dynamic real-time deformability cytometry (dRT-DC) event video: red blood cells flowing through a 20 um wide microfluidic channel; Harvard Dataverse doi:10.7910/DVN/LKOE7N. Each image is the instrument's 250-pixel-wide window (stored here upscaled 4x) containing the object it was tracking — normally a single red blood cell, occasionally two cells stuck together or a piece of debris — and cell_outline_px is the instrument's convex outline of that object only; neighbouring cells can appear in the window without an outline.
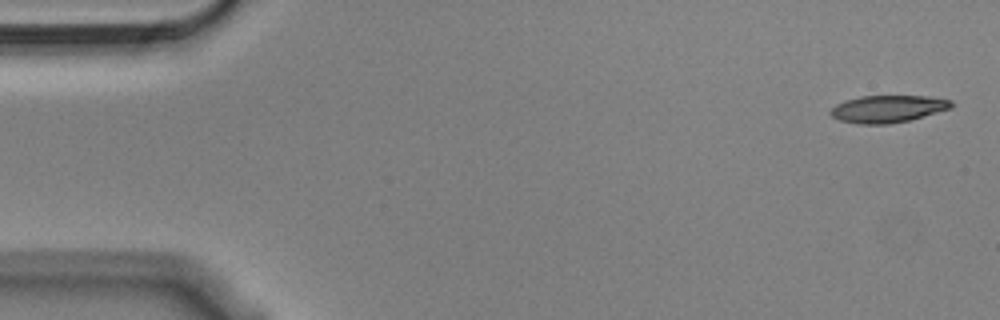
{"species": "Egyptian fruit bat (a non-hibernating species)", "species_latin": "Rousettus aegyptiacus", "temperature_condition": "cold", "stored_images_in_passage": 54, "camera_frame_rate_fps": 3000, "um_per_image_px": 0.085, "animal": {"sex": "male"}, "frame": {"image": 1, "passage_image": 1, "time_ms": 0.0, "image_size_px": [1000, 320], "cell_outline_px": [[956, 104], [952, 108], [908, 120], [888, 124], [860, 124], [840, 120], [832, 116], [828, 112], [836, 104], [860, 96], [928, 96], [952, 100]], "centroid_in_image_um": [75.5, 9.25], "position_along_channel_um": 9.5, "area_um2": 19.07}}
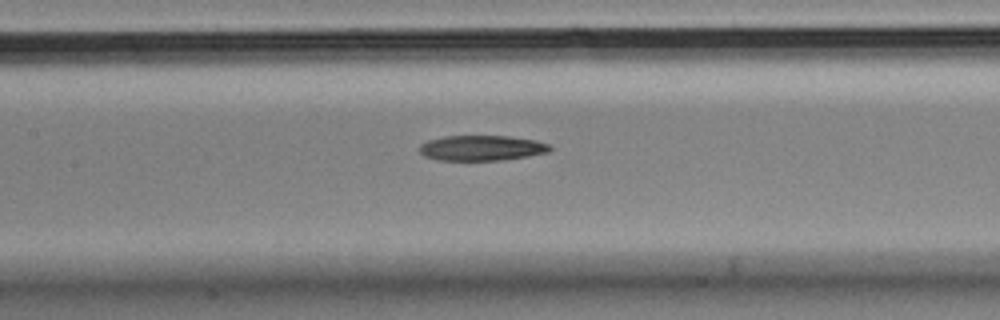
{"frame": {"image": 2, "passage_image": 24, "time_ms": 7.667, "image_size_px": [1000, 320], "cell_outline_px": [[552, 148], [548, 152], [528, 156], [504, 160], [436, 160], [424, 156], [420, 152], [420, 144], [428, 140], [444, 136], [508, 136], [536, 140], [548, 144]], "centroid_in_image_um": [40.93, 12.58], "position_along_channel_um": 166.5, "area_um2": 19.25}}
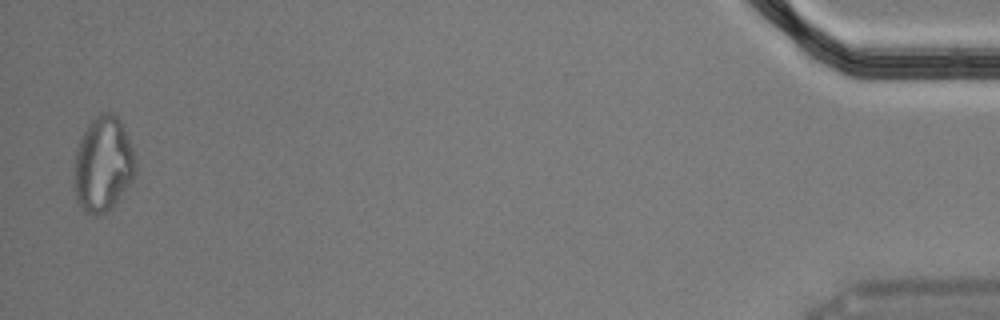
{"frame": {"image": 3, "passage_image": 53, "time_ms": 17.333, "image_size_px": [1000, 320], "cell_outline_px": [[136, 176], [112, 208], [108, 212], [100, 216], [96, 216], [88, 212], [76, 200], [76, 152], [80, 140], [88, 124], [100, 112], [112, 112], [120, 120], [132, 148], [136, 160]], "centroid_in_image_um": [8.81, 13.97], "position_along_channel_um": 426.4, "area_um2": 33.64}, "authors_computed_cell_mechanics": {"area_um2": 20.6346, "velocity_mm_per_s": 3.6258, "shape_relaxation_time_tau1_ms": 10.4794, "shape_relaxation_time_tau2_ms": null, "deformation_change_tau1": 0.2171, "deformation_change_tau2": null}}